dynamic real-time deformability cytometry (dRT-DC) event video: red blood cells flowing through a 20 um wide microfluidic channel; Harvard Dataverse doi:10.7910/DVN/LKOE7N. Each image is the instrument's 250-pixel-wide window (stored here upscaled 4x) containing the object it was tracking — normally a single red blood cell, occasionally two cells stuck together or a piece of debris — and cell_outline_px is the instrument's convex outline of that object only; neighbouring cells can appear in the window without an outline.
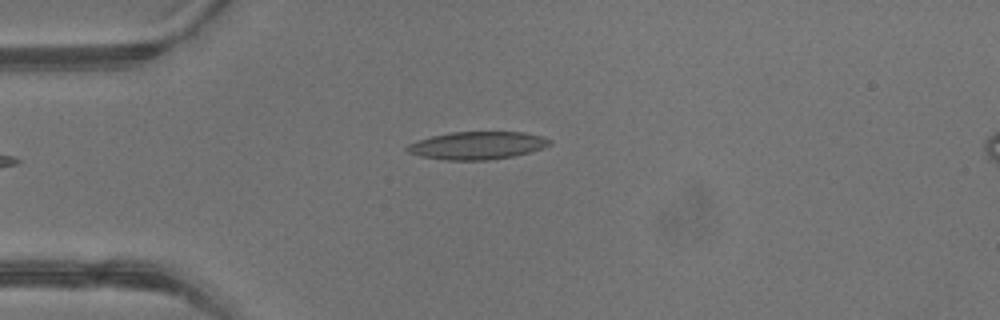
{"species": "common noctule bat (a hibernating species)", "species_latin": "Nyctalus noctula", "temperature_condition": "warm", "stored_images_in_passage": 4, "camera_frame_rate_fps": 3000, "um_per_image_px": 0.085, "animal": {"sex": "male", "body_mass_g": 13.3}, "frame": {"image": 1, "passage_image": 3, "time_ms": 0.667, "image_size_px": [1000, 320], "cell_outline_px": [[552, 144], [528, 152], [512, 156], [488, 160], [444, 160], [420, 156], [408, 152], [404, 148], [408, 144], [416, 140], [432, 136], [452, 132], [524, 132], [544, 136], [552, 140]], "centroid_in_image_um": [40.54, 12.36], "position_along_channel_um": 44.5, "area_um2": 23.06}}